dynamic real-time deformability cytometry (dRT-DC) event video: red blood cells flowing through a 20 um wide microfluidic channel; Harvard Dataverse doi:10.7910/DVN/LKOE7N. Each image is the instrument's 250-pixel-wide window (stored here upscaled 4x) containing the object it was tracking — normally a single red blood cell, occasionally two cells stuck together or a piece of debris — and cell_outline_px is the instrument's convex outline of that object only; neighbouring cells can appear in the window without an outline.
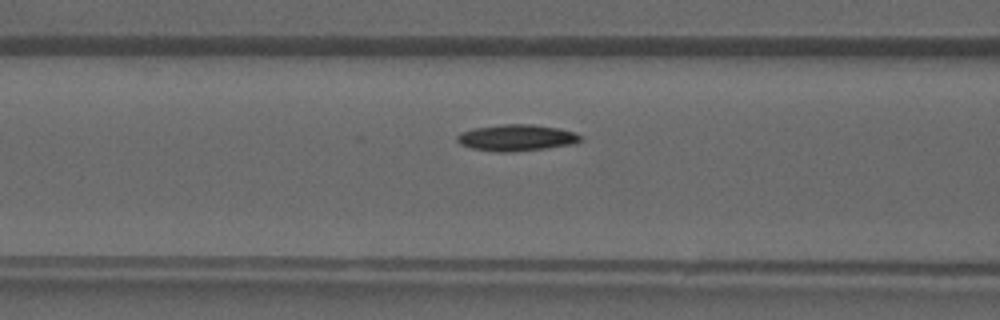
{"species": "common noctule bat (a hibernating species)", "species_latin": "Nyctalus noctula", "temperature_condition": "warm", "stored_images_in_passage": 36, "camera_frame_rate_fps": 3000, "um_per_image_px": 0.085, "animal": {"sex": "male", "forearm_length_mm": 52.5}, "frame": {"image": 1, "passage_image": 16, "time_ms": 5.0, "image_size_px": [1000, 320], "cell_outline_px": [[584, 140], [572, 144], [544, 148], [512, 152], [496, 152], [472, 148], [460, 144], [456, 140], [456, 136], [460, 132], [472, 128], [504, 124], [532, 124], [560, 128], [576, 132]], "centroid_in_image_um": [43.89, 11.7], "position_along_channel_um": 122.7, "area_um2": 19.13}}
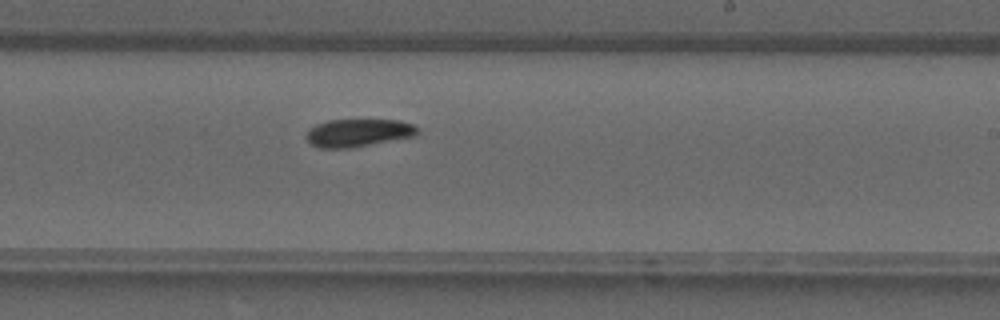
{"frame": {"image": 2, "passage_image": 24, "time_ms": 7.667, "image_size_px": [1000, 320], "cell_outline_px": [[420, 132], [416, 136], [352, 148], [320, 148], [312, 144], [304, 136], [316, 124], [328, 120], [400, 120], [412, 124]], "centroid_in_image_um": [30.48, 11.29], "position_along_channel_um": 258.5, "area_um2": 18.03}}
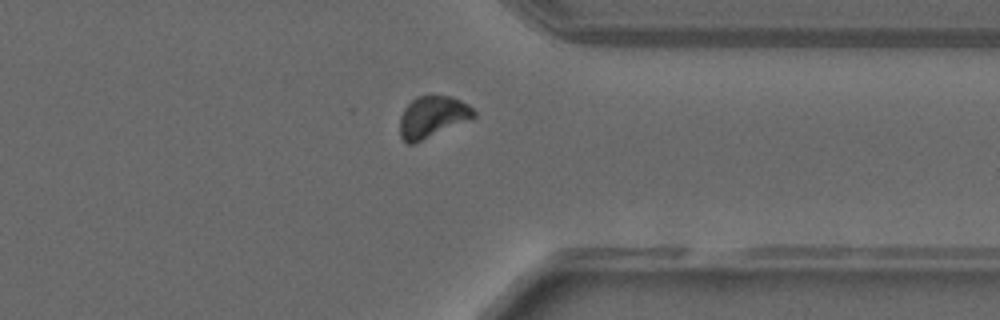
{"frame": {"image": 3, "passage_image": 31, "time_ms": 10.0, "image_size_px": [1000, 320], "cell_outline_px": [[476, 116], [412, 144], [408, 144], [400, 136], [400, 116], [404, 108], [416, 96], [452, 96], [468, 104], [476, 112]], "centroid_in_image_um": [36.73, 9.91], "position_along_channel_um": 374.7, "area_um2": 17.51}}